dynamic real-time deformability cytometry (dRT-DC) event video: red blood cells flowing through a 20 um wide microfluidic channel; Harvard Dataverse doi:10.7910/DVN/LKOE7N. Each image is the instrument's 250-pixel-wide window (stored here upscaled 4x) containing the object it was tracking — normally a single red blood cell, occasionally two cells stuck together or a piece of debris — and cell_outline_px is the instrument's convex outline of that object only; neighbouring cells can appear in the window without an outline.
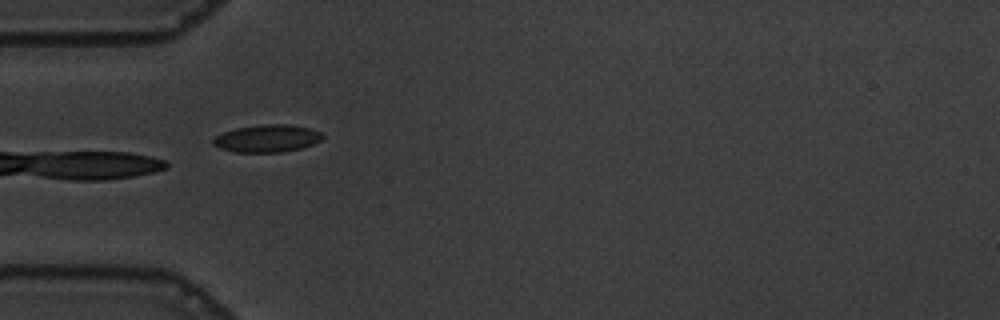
{"species": "common noctule bat (a hibernating species)", "species_latin": "Nyctalus noctula", "temperature_condition": "warm", "stored_images_in_passage": 3, "camera_frame_rate_fps": 3000, "um_per_image_px": 0.085, "animal": {"sex": "male", "body_mass_g": 19.5, "forearm_length_mm": 54.6}, "frame": {"image": 1, "passage_image": 1, "time_ms": 0.0, "image_size_px": [1000, 320], "cell_outline_px": [[324, 136], [320, 140], [312, 144], [300, 148], [284, 152], [236, 152], [216, 148], [212, 144], [212, 140], [216, 136], [224, 132], [236, 128], [264, 124], [288, 124], [308, 128], [320, 132]], "centroid_in_image_um": [22.66, 11.77], "position_along_channel_um": 62.3, "area_um2": 17.46}}